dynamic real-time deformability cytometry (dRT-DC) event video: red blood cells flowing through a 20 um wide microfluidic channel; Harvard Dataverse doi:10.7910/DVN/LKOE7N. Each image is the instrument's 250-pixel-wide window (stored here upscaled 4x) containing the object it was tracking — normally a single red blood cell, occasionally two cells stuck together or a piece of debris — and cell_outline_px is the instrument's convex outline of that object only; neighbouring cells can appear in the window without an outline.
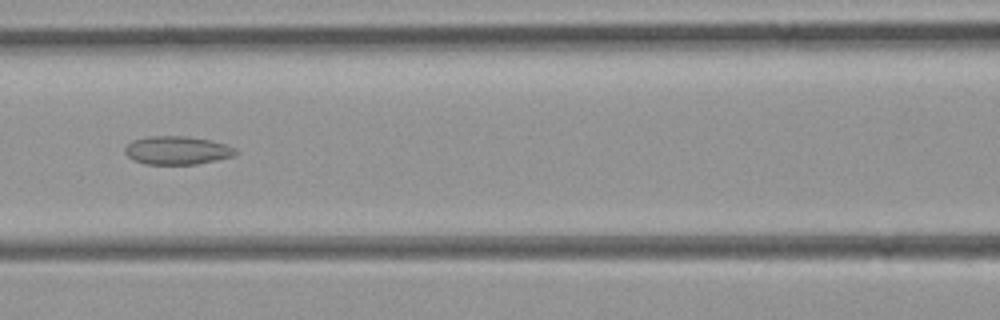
{"species": "common noctule bat (a hibernating species)", "species_latin": "Nyctalus noctula", "temperature_condition": "room temperature", "stored_images_in_passage": 29, "camera_frame_rate_fps": 3000, "um_per_image_px": 0.085, "animal": {"sex": "female", "body_mass_g": 21.9}, "frame": {"image": 1, "passage_image": 8, "time_ms": 2.333, "image_size_px": [1000, 320], "cell_outline_px": [[236, 152], [232, 156], [216, 160], [196, 164], [144, 164], [128, 156], [124, 152], [124, 148], [132, 140], [148, 136], [188, 136], [208, 140], [224, 144], [236, 148]], "centroid_in_image_um": [15.02, 12.77], "position_along_channel_um": 151.6, "area_um2": 18.09}}
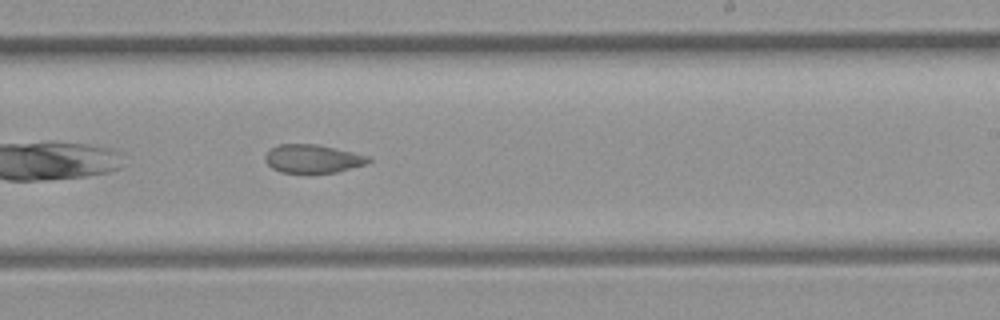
{"frame": {"image": 2, "passage_image": 16, "time_ms": 5.0, "image_size_px": [1000, 320], "cell_outline_px": [[372, 160], [364, 164], [336, 172], [280, 172], [272, 168], [264, 160], [264, 156], [272, 148], [280, 144], [320, 144], [372, 156]], "centroid_in_image_um": [26.61, 13.47], "position_along_channel_um": 262.4, "area_um2": 17.05}}
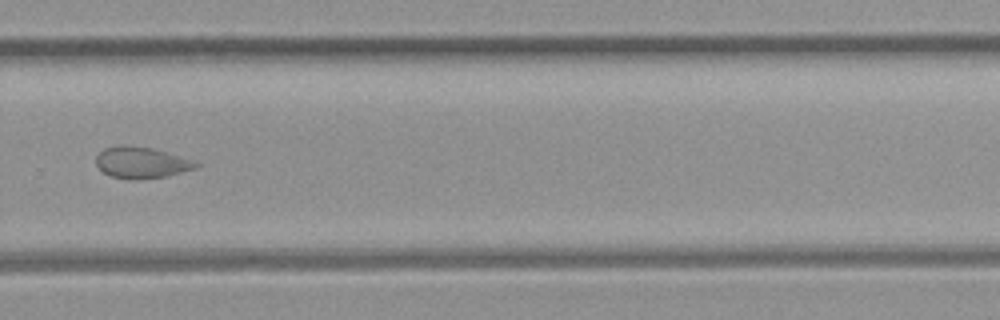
{"frame": {"image": 3, "passage_image": 20, "time_ms": 6.333, "image_size_px": [1000, 320], "cell_outline_px": [[200, 164], [196, 168], [168, 176], [132, 180], [112, 176], [104, 172], [96, 164], [96, 156], [104, 148], [120, 144], [152, 148]], "centroid_in_image_um": [11.96, 13.82], "position_along_channel_um": 317.8, "area_um2": 17.86}}